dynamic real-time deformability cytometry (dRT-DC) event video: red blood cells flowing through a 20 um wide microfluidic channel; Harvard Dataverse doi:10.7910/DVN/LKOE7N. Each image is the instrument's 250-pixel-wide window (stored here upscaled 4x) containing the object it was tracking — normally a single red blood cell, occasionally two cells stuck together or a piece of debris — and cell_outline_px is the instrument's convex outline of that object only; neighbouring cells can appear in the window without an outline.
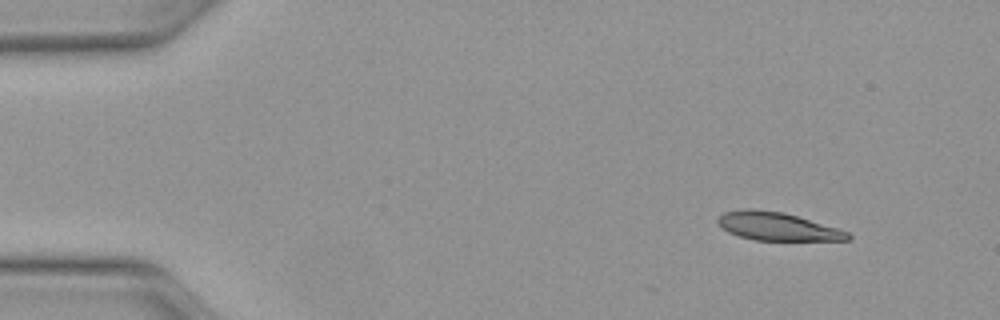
{"species": "Egyptian fruit bat (a non-hibernating species)", "species_latin": "Rousettus aegyptiacus", "temperature_condition": "warm", "stored_images_in_passage": 5, "camera_frame_rate_fps": 3000, "um_per_image_px": 0.085, "animal": {"sex": "female"}, "frame": {"image": 1, "passage_image": 1, "time_ms": 0.0, "image_size_px": [1000, 320], "cell_outline_px": [[852, 240], [756, 240], [740, 236], [728, 232], [716, 220], [724, 212], [744, 208], [752, 208], [784, 212], [836, 228], [848, 232], [852, 236]], "centroid_in_image_um": [66.07, 19.24], "position_along_channel_um": 18.9, "area_um2": 21.1}}